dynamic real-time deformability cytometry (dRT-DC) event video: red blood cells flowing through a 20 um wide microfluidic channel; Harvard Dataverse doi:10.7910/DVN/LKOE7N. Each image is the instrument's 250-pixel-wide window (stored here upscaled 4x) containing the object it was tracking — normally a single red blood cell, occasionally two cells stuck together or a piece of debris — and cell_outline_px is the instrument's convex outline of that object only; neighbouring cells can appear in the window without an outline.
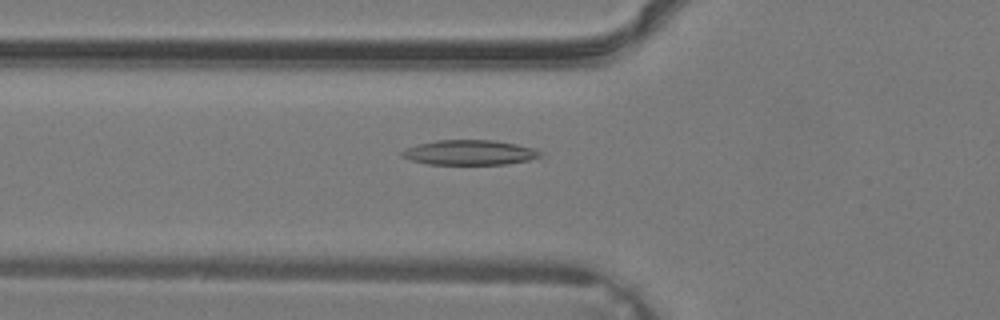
{"species": "common noctule bat (a hibernating species)", "species_latin": "Nyctalus noctula", "temperature_condition": "warm", "stored_images_in_passage": 32, "camera_frame_rate_fps": 3000, "um_per_image_px": 0.085, "animal": {"sex": "male", "body_mass_g": 19.2, "forearm_length_mm": 51.8}, "frame": {"image": 1, "passage_image": 8, "time_ms": 2.333, "image_size_px": [1000, 320], "cell_outline_px": [[544, 152], [540, 156], [528, 160], [508, 164], [428, 164], [412, 160], [400, 156], [400, 152], [404, 148], [416, 144], [436, 140], [492, 140], [516, 144], [536, 148]], "centroid_in_image_um": [39.9, 12.95], "position_along_channel_um": 85.9, "area_um2": 20.23}}
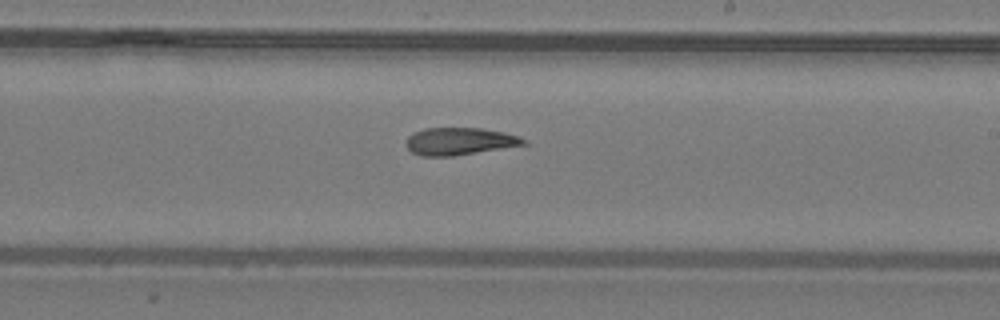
{"frame": {"image": 2, "passage_image": 17, "time_ms": 5.333, "image_size_px": [1000, 320], "cell_outline_px": [[528, 144], [452, 156], [420, 156], [412, 152], [404, 144], [404, 140], [412, 132], [424, 128], [480, 128], [504, 132], [520, 136]], "centroid_in_image_um": [39.0, 12.0], "position_along_channel_um": 250.0, "area_um2": 18.84}}
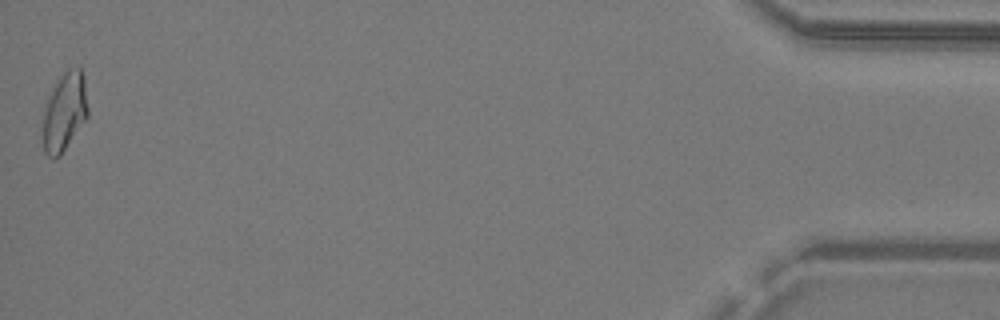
{"frame": {"image": 3, "passage_image": 32, "time_ms": 10.333, "image_size_px": [1000, 320], "cell_outline_px": [[88, 116], [60, 156], [48, 156], [44, 152], [40, 128], [44, 108], [48, 96], [52, 88], [60, 76], [68, 68], [80, 64], [84, 76], [88, 108]], "centroid_in_image_um": [5.46, 9.47], "position_along_channel_um": 429.7, "area_um2": 21.21}}